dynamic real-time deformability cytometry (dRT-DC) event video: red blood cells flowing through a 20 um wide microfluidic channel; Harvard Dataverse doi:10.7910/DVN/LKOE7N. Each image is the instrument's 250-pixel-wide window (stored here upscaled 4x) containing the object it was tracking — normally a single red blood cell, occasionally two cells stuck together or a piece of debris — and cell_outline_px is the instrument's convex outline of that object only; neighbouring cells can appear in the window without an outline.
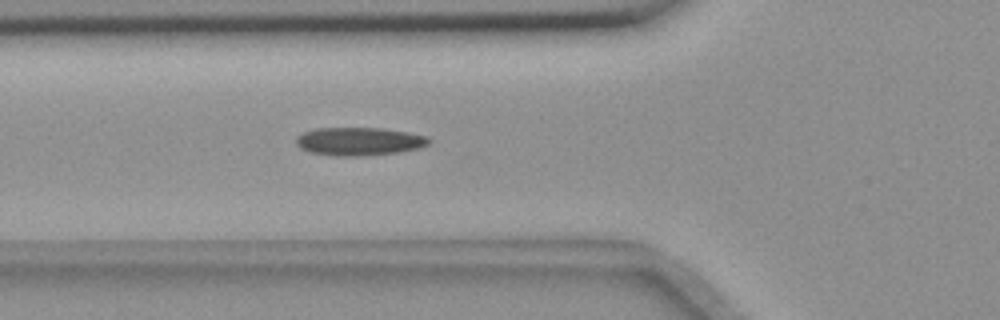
{"species": "common noctule bat (a hibernating species)", "species_latin": "Nyctalus noctula", "temperature_condition": "room temperature", "stored_images_in_passage": 5, "camera_frame_rate_fps": 3000, "um_per_image_px": 0.085, "animal": {"sex": "female", "body_mass_g": 18.4}, "frame": {"image": 1, "passage_image": 5, "time_ms": 6.333, "image_size_px": [1000, 320], "cell_outline_px": [[432, 140], [428, 144], [420, 148], [400, 152], [360, 156], [332, 156], [312, 152], [300, 148], [296, 144], [296, 136], [304, 132], [316, 128], [380, 128], [408, 132], [428, 136]], "centroid_in_image_um": [30.55, 12.02], "position_along_channel_um": 95.3, "area_um2": 21.91}}